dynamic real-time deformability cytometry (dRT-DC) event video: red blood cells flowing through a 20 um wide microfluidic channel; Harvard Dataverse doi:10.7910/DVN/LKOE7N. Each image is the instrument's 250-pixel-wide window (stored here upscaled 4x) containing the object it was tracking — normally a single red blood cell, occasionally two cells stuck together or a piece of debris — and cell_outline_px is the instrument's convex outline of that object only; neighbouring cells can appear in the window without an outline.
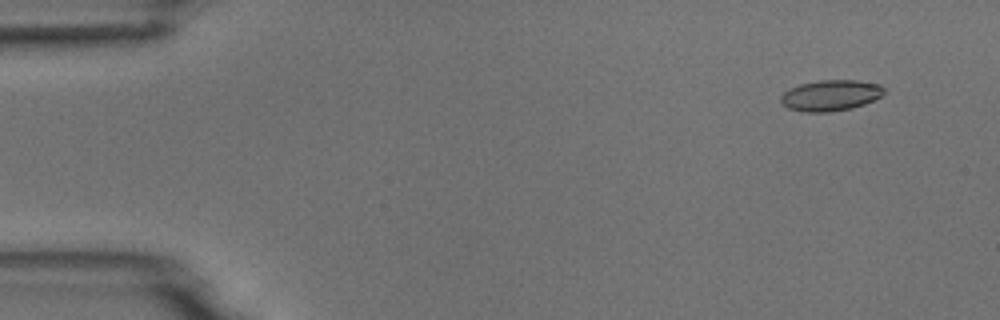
{"species": "common noctule bat (a hibernating species)", "species_latin": "Nyctalus noctula", "temperature_condition": "room temperature", "stored_images_in_passage": 8, "camera_frame_rate_fps": 3000, "um_per_image_px": 0.085, "animal": {"sex": "male", "body_mass_g": 18.8}, "frame": {"image": 1, "passage_image": 2, "time_ms": 1.333, "image_size_px": [1000, 320], "cell_outline_px": [[884, 92], [880, 96], [864, 104], [852, 108], [828, 112], [804, 112], [788, 108], [780, 104], [780, 96], [788, 88], [800, 84], [820, 80], [856, 80], [880, 84], [884, 88]], "centroid_in_image_um": [70.55, 8.11], "position_along_channel_um": 14.4, "area_um2": 18.67}}
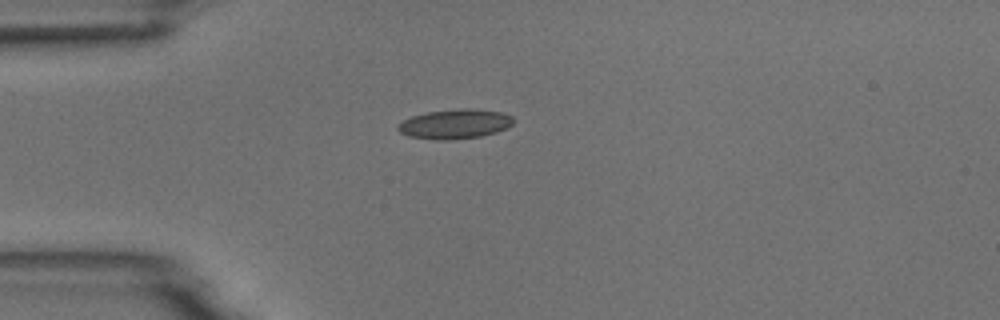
{"frame": {"image": 2, "passage_image": 5, "time_ms": 4.667, "image_size_px": [1000, 320], "cell_outline_px": [[516, 120], [508, 128], [496, 132], [480, 136], [452, 140], [436, 140], [408, 136], [400, 132], [396, 128], [396, 124], [412, 116], [428, 112], [460, 108], [472, 108], [504, 112], [512, 116]], "centroid_in_image_um": [38.69, 10.53], "position_along_channel_um": 46.3, "area_um2": 20.17}}